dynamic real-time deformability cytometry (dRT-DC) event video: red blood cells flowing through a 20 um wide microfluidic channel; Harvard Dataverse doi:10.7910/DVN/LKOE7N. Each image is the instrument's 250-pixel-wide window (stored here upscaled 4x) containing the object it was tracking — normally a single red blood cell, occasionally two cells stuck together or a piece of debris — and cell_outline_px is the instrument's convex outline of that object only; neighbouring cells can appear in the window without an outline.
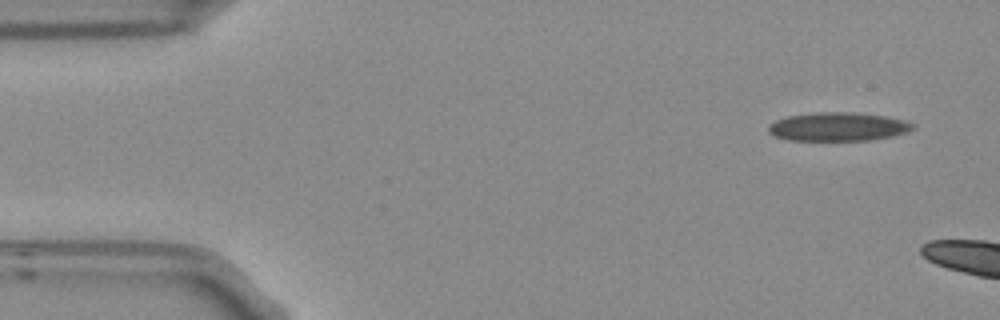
{"species": "Egyptian fruit bat (a non-hibernating species)", "species_latin": "Rousettus aegyptiacus", "temperature_condition": "room temperature", "stored_images_in_passage": 3, "camera_frame_rate_fps": 3000, "um_per_image_px": 0.085, "frame": {"image": 1, "passage_image": 1, "time_ms": 0.0, "image_size_px": [1000, 320], "cell_outline_px": [[916, 128], [908, 132], [892, 136], [868, 140], [788, 140], [776, 136], [768, 132], [768, 124], [776, 120], [788, 116], [816, 112], [856, 112], [884, 116], [904, 120], [916, 124]], "centroid_in_image_um": [71.26, 10.76], "position_along_channel_um": 13.7, "area_um2": 24.16}}